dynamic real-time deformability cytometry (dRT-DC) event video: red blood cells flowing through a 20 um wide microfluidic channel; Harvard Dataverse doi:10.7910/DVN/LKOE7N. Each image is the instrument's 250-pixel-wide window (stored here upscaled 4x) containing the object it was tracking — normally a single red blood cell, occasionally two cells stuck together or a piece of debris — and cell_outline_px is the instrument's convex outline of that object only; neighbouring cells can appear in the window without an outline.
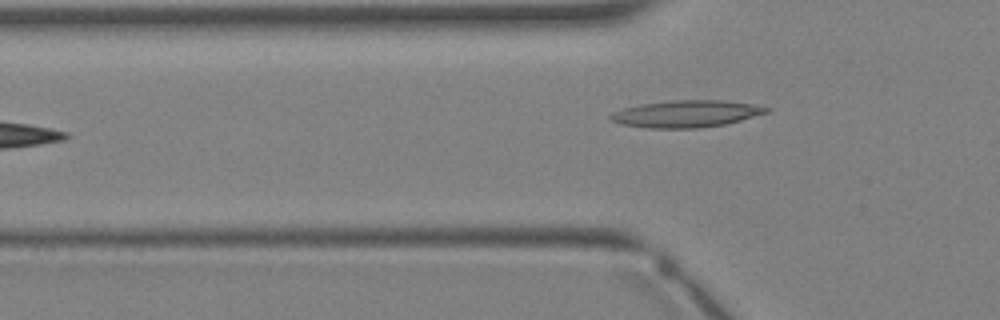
{"species": "Egyptian fruit bat (a non-hibernating species)", "species_latin": "Rousettus aegyptiacus", "temperature_condition": "warm", "stored_images_in_passage": 4, "camera_frame_rate_fps": 3000, "um_per_image_px": 0.085, "animal": {"sex": "female"}, "frame": {"image": 1, "passage_image": 4, "time_ms": 3.667, "image_size_px": [1000, 320], "cell_outline_px": [[768, 112], [740, 120], [724, 124], [696, 128], [648, 128], [620, 124], [608, 120], [608, 116], [612, 112], [624, 108], [640, 104], [672, 100], [724, 100], [756, 104], [768, 108]], "centroid_in_image_um": [58.27, 9.67], "position_along_channel_um": 67.5, "area_um2": 24.51}}